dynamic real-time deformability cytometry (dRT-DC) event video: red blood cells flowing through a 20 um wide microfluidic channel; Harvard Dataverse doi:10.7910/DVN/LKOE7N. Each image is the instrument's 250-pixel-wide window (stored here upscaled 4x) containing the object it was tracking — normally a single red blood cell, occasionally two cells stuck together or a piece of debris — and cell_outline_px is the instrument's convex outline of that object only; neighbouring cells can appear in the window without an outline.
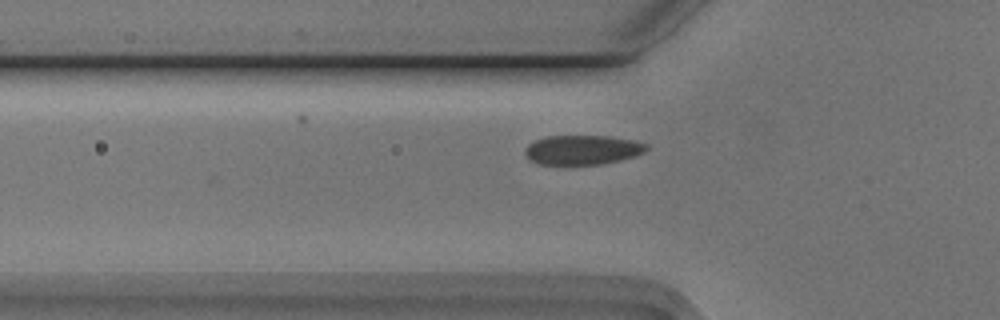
{"species": "Egyptian fruit bat (a non-hibernating species)", "species_latin": "Rousettus aegyptiacus", "temperature_condition": "cold", "stored_images_in_passage": 10, "camera_frame_rate_fps": 3000, "um_per_image_px": 0.085, "animal": {"sex": "male"}, "frame": {"image": 1, "passage_image": 7, "time_ms": 2.0, "image_size_px": [1000, 320], "cell_outline_px": [[648, 148], [644, 152], [636, 156], [604, 164], [540, 164], [532, 160], [524, 152], [524, 148], [532, 140], [548, 136], [608, 136], [632, 140], [648, 144]], "centroid_in_image_um": [49.52, 12.73], "position_along_channel_um": 76.3, "area_um2": 20.87}}
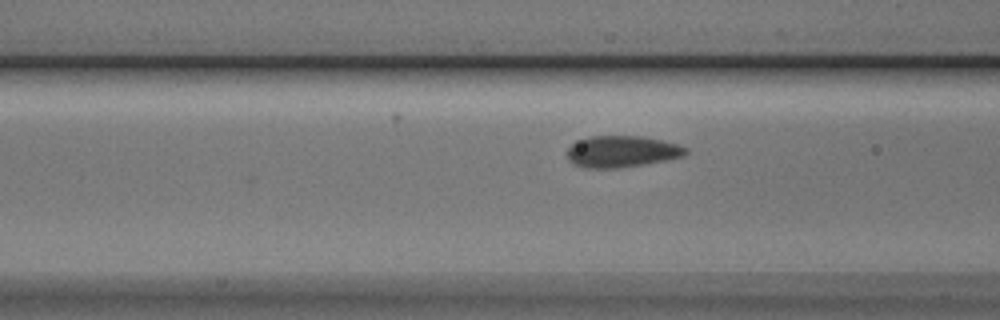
{"frame": {"image": 2, "passage_image": 10, "time_ms": 3.0, "image_size_px": [1000, 320], "cell_outline_px": [[688, 152], [684, 156], [644, 164], [620, 168], [588, 168], [572, 164], [568, 160], [568, 148], [572, 144], [580, 140], [592, 136], [640, 136], [660, 140], [676, 144], [688, 148]], "centroid_in_image_um": [52.85, 12.89], "position_along_channel_um": 113.8, "area_um2": 21.62}}